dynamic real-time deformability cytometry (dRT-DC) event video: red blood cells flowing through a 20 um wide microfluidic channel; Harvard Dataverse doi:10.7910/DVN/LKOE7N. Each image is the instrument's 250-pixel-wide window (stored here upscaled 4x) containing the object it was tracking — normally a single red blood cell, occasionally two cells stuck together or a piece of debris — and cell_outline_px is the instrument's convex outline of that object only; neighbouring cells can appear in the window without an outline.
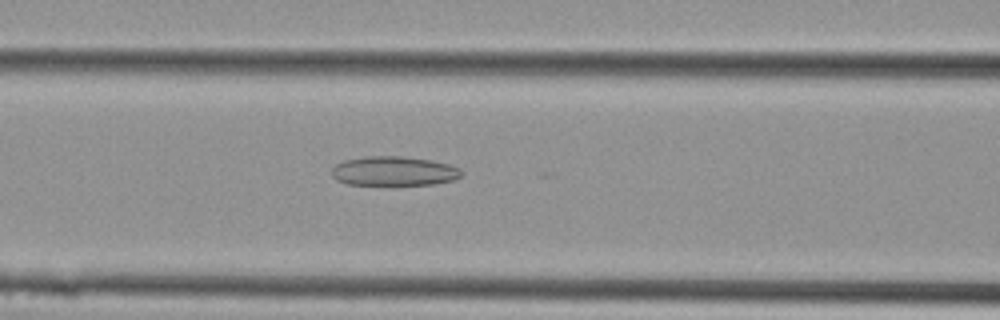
{"species": "Egyptian fruit bat (a non-hibernating species)", "species_latin": "Rousettus aegyptiacus", "temperature_condition": "cold", "stored_images_in_passage": 14, "camera_frame_rate_fps": 3000, "um_per_image_px": 0.085, "animal": {"sex": "female"}, "frame": {"image": 1, "passage_image": 12, "time_ms": 3.667, "image_size_px": [1000, 320], "cell_outline_px": [[464, 172], [456, 180], [432, 184], [348, 184], [336, 180], [332, 176], [332, 168], [336, 164], [344, 160], [364, 156], [400, 156], [432, 160], [448, 164], [460, 168]], "centroid_in_image_um": [33.49, 14.53], "position_along_channel_um": 133.1, "area_um2": 22.2}}
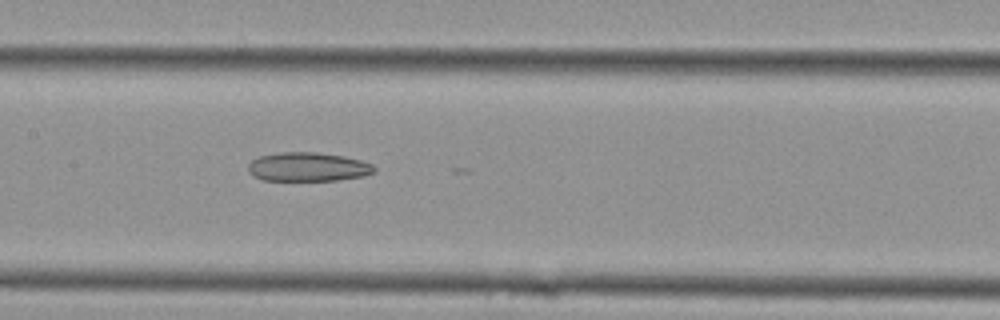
{"frame": {"image": 2, "passage_image": 14, "time_ms": 4.333, "image_size_px": [1000, 320], "cell_outline_px": [[376, 172], [364, 176], [336, 180], [264, 180], [252, 176], [248, 172], [248, 164], [252, 160], [260, 156], [280, 152], [316, 152], [344, 156], [360, 160], [372, 164], [376, 168]], "centroid_in_image_um": [26.18, 14.18], "position_along_channel_um": 181.2, "area_um2": 21.33}}